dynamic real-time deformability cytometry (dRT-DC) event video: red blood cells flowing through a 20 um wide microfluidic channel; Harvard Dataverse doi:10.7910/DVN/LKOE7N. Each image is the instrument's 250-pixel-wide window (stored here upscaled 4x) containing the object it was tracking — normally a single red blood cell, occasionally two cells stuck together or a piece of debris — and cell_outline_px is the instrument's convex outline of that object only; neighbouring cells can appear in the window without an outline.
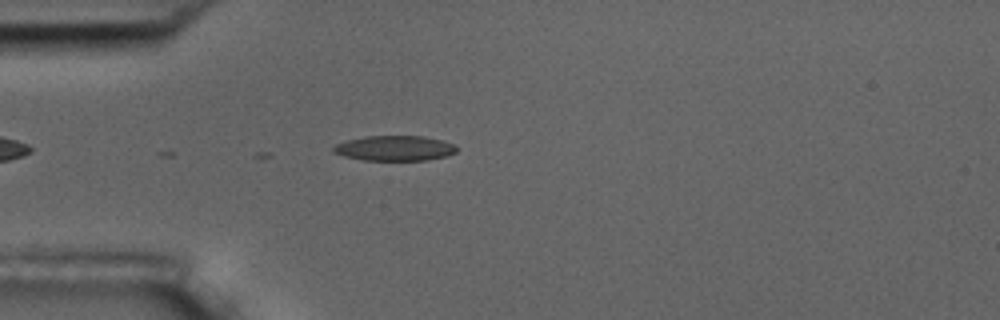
{"species": "common noctule bat (a hibernating species)", "species_latin": "Nyctalus noctula", "temperature_condition": "room temperature", "stored_images_in_passage": 4, "camera_frame_rate_fps": 3000, "um_per_image_px": 0.085, "animal": {"sex": "male", "body_mass_g": 17.5, "forearm_length_mm": 52.3}, "frame": {"image": 1, "passage_image": 4, "time_ms": 3.333, "image_size_px": [1000, 320], "cell_outline_px": [[456, 152], [444, 156], [428, 160], [364, 160], [344, 156], [332, 152], [332, 148], [336, 144], [344, 140], [364, 136], [424, 136], [444, 140], [456, 144]], "centroid_in_image_um": [33.53, 12.59], "position_along_channel_um": 51.5, "area_um2": 18.21}}